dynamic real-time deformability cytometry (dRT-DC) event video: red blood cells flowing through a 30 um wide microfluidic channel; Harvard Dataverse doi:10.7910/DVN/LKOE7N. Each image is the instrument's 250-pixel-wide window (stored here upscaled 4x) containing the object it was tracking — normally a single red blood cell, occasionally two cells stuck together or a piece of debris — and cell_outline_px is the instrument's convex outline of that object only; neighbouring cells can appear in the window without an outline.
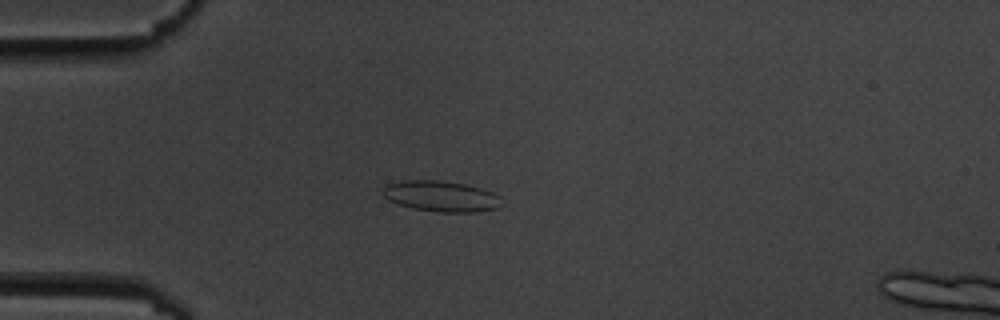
{"species": "common noctule bat (a hibernating species)", "species_latin": "Nyctalus noctula", "temperature_condition": "cold", "stored_images_in_passage": 6, "camera_frame_rate_fps": 3000, "um_per_image_px": 0.085, "animal": {"sex": "male", "body_mass_g": 19.5, "forearm_length_mm": 54.6}, "frame": {"image": 1, "passage_image": 5, "time_ms": 4.667, "image_size_px": [1000, 320], "cell_outline_px": [[504, 204], [496, 208], [476, 212], [440, 212], [412, 208], [396, 204], [388, 200], [384, 196], [384, 184], [404, 180], [440, 180], [464, 184], [480, 188], [492, 192], [500, 196]], "centroid_in_image_um": [37.49, 16.68], "position_along_channel_um": 47.5, "area_um2": 21.44}}